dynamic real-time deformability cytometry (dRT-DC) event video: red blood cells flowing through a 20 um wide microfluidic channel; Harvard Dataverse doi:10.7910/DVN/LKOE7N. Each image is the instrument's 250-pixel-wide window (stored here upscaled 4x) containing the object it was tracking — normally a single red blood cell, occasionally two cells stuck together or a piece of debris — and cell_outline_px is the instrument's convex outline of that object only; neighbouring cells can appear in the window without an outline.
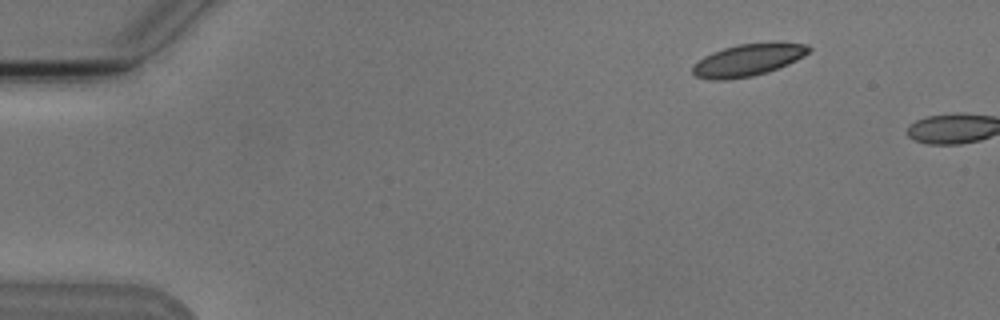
{"species": "Egyptian fruit bat (a non-hibernating species)", "species_latin": "Rousettus aegyptiacus", "temperature_condition": "cold", "stored_images_in_passage": 3, "camera_frame_rate_fps": 3000, "um_per_image_px": 0.085, "animal": {"sex": "male"}, "frame": {"image": 1, "passage_image": 2, "time_ms": 1.333, "image_size_px": [1000, 320], "cell_outline_px": [[812, 48], [804, 56], [788, 64], [768, 72], [752, 76], [724, 80], [712, 80], [696, 76], [692, 72], [692, 64], [704, 56], [712, 52], [736, 44], [772, 40], [776, 40], [808, 44]], "centroid_in_image_um": [63.62, 5.05], "position_along_channel_um": 21.4, "area_um2": 22.43}}